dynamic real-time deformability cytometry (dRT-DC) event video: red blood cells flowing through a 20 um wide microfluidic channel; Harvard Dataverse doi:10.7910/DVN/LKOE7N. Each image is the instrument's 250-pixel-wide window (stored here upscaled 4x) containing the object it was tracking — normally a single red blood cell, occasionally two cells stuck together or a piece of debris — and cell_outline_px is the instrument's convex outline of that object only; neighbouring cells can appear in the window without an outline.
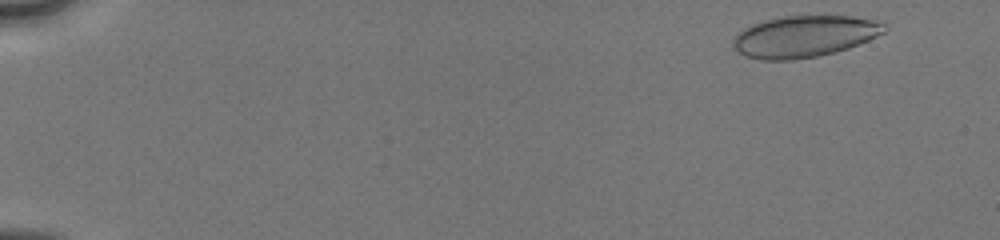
{"species": "human", "species_latin": "Homo sapiens", "temperature_condition": "cold", "stored_images_in_passage": 15, "camera_frame_rate_fps": 3000, "um_per_image_px": 0.085, "donor": {"sex": "male"}, "frame": {"image": 1, "passage_image": 1, "time_ms": 0.0, "image_size_px": [1000, 240], "cell_outline_px": [[888, 28], [884, 32], [868, 40], [848, 48], [836, 52], [816, 56], [792, 60], [760, 60], [744, 56], [732, 44], [732, 40], [744, 28], [752, 24], [764, 20], [780, 16], [852, 16], [876, 20], [888, 24]], "centroid_in_image_um": [68.39, 3.09], "position_along_channel_um": 16.6, "area_um2": 36.7}}
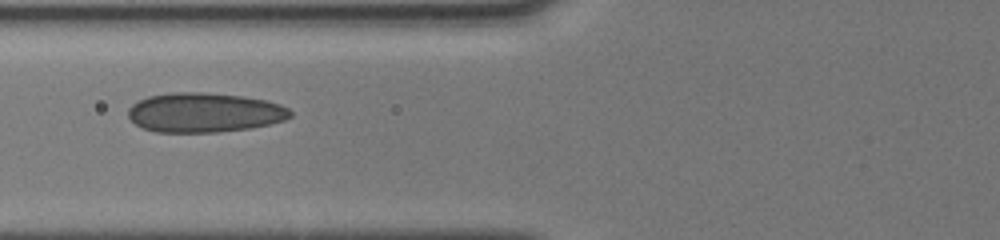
{"frame": {"image": 2, "passage_image": 12, "time_ms": 6.0, "image_size_px": [1000, 240], "cell_outline_px": [[292, 116], [284, 120], [252, 128], [216, 132], [156, 132], [144, 128], [136, 124], [128, 116], [128, 108], [132, 104], [148, 96], [172, 92], [204, 92], [244, 96], [264, 100], [280, 104], [288, 108], [292, 112]], "centroid_in_image_um": [17.37, 9.56], "position_along_channel_um": 108.4, "area_um2": 37.4}}
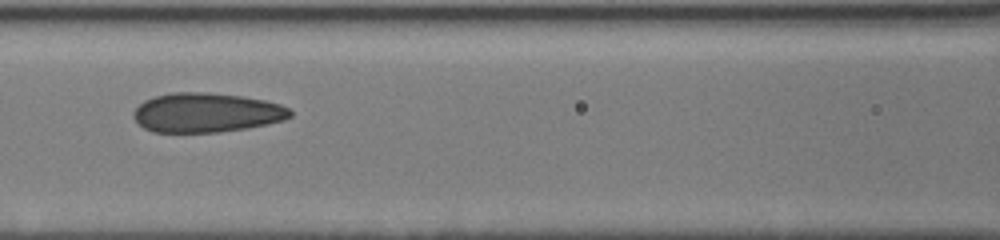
{"frame": {"image": 3, "passage_image": 14, "time_ms": 7.0, "image_size_px": [1000, 240], "cell_outline_px": [[292, 116], [284, 120], [248, 128], [220, 132], [152, 132], [144, 128], [132, 116], [132, 112], [144, 100], [156, 96], [172, 92], [208, 92], [244, 96], [264, 100], [280, 104], [288, 108], [292, 112]], "centroid_in_image_um": [17.55, 9.57], "position_along_channel_um": 149.1, "area_um2": 36.13}}